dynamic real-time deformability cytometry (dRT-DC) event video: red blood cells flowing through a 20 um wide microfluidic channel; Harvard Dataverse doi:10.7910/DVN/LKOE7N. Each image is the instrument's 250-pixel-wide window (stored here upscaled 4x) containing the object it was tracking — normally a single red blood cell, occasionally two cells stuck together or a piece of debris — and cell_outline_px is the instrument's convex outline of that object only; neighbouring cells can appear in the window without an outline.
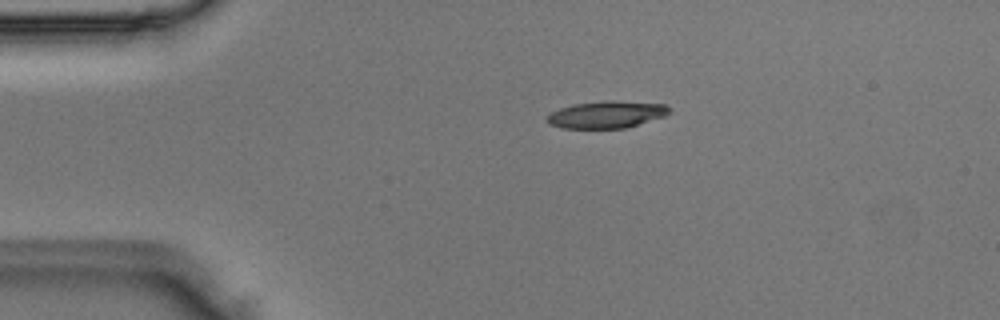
{"species": "Egyptian fruit bat (a non-hibernating species)", "species_latin": "Rousettus aegyptiacus", "temperature_condition": "room temperature", "stored_images_in_passage": 2, "camera_frame_rate_fps": 3000, "um_per_image_px": 0.085, "animal": {"sex": "male"}, "frame": {"image": 1, "passage_image": 1, "time_ms": 0.0, "image_size_px": [1000, 320], "cell_outline_px": [[672, 112], [664, 116], [624, 128], [560, 128], [548, 124], [544, 120], [544, 116], [548, 112], [572, 104], [612, 100], [664, 104]], "centroid_in_image_um": [51.45, 9.74], "position_along_channel_um": 33.5, "area_um2": 19.42}}